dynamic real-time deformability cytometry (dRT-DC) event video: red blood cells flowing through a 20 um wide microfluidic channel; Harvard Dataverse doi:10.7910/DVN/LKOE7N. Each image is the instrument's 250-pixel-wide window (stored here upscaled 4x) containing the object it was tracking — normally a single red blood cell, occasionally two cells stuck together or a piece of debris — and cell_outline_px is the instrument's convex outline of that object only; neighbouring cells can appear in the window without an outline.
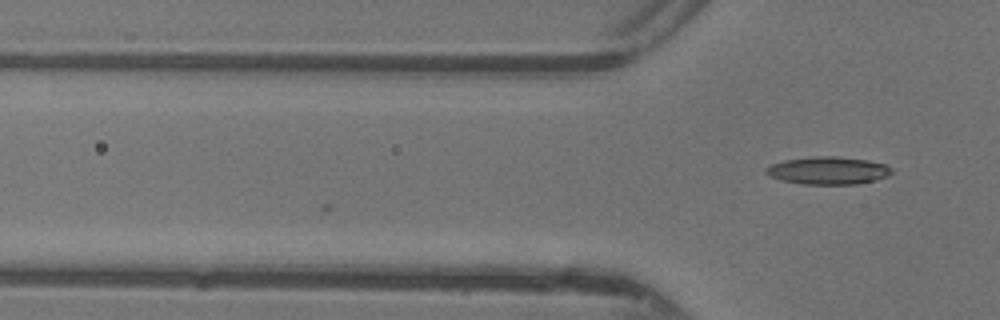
{"species": "common noctule bat (a hibernating species)", "species_latin": "Nyctalus noctula", "temperature_condition": "warm", "stored_images_in_passage": 5, "camera_frame_rate_fps": 3000, "um_per_image_px": 0.085, "animal": {"sex": "female"}, "frame": {"image": 1, "passage_image": 5, "time_ms": 1.333, "image_size_px": [1000, 320], "cell_outline_px": [[892, 172], [888, 176], [876, 180], [860, 184], [804, 184], [784, 180], [768, 176], [764, 172], [764, 168], [772, 164], [784, 160], [812, 156], [836, 156], [868, 160], [888, 164], [892, 168]], "centroid_in_image_um": [70.42, 14.49], "position_along_channel_um": 55.4, "area_um2": 20.46}}